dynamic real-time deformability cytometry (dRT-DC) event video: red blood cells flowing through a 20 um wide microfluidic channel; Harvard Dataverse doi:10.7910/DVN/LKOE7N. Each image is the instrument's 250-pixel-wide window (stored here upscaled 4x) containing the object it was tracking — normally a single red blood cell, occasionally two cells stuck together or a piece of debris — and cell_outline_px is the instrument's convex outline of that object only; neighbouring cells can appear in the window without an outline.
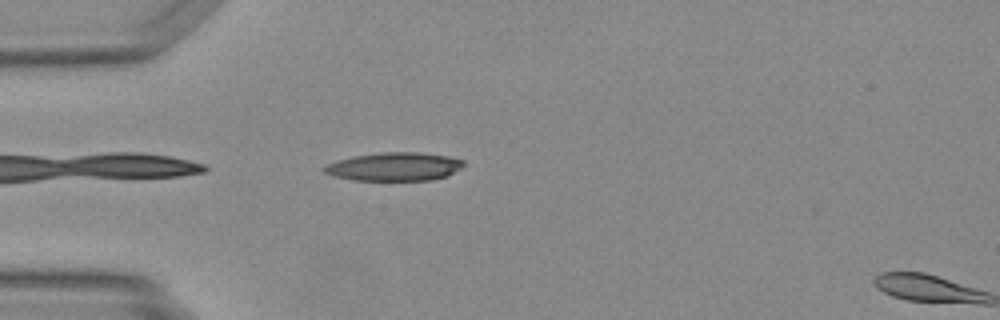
{"species": "Egyptian fruit bat (a non-hibernating species)", "species_latin": "Rousettus aegyptiacus", "temperature_condition": "warm", "stored_images_in_passage": 3, "camera_frame_rate_fps": 3000, "um_per_image_px": 0.085, "animal": {"sex": "female"}, "frame": {"image": 1, "passage_image": 2, "time_ms": 0.333, "image_size_px": [1000, 320], "cell_outline_px": [[464, 164], [460, 168], [448, 176], [432, 180], [356, 180], [336, 176], [324, 172], [320, 168], [336, 160], [356, 156], [384, 152], [420, 152], [448, 156], [464, 160]], "centroid_in_image_um": [33.55, 14.16], "position_along_channel_um": 51.5, "area_um2": 22.95}}